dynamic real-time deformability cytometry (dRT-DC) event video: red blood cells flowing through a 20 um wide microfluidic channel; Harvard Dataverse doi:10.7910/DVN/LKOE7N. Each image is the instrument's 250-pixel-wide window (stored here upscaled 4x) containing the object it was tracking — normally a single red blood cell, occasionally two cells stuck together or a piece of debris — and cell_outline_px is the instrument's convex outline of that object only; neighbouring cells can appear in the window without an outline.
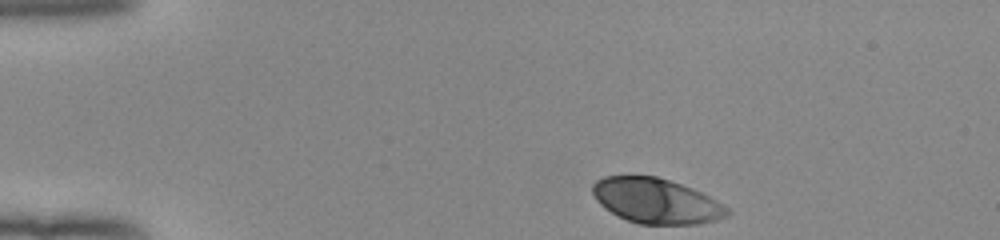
{"species": "human", "species_latin": "Homo sapiens", "temperature_condition": "room temperature", "stored_images_in_passage": 44, "camera_frame_rate_fps": 3000, "um_per_image_px": 0.085, "donor": {"sex": "female"}, "frame": {"image": 1, "passage_image": 1, "time_ms": 0.0, "image_size_px": [1000, 240], "cell_outline_px": [[732, 212], [728, 216], [716, 220], [696, 224], [640, 224], [628, 220], [604, 208], [596, 200], [592, 192], [592, 184], [596, 180], [604, 176], [656, 176], [692, 188], [708, 196], [728, 208]], "centroid_in_image_um": [55.76, 17.08], "position_along_channel_um": 29.2, "area_um2": 35.14}}
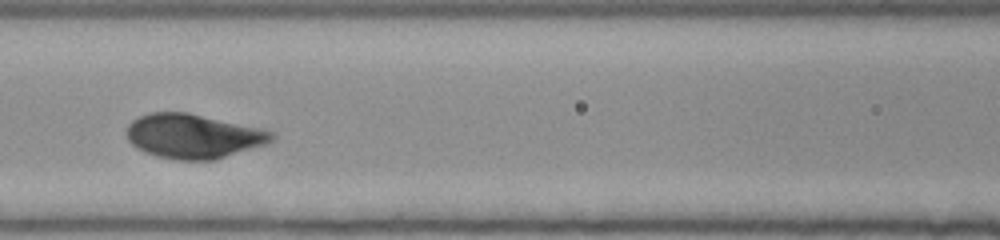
{"frame": {"image": 2, "passage_image": 16, "time_ms": 5.0, "image_size_px": [1000, 240], "cell_outline_px": [[276, 136], [272, 140], [264, 144], [216, 160], [176, 160], [144, 152], [132, 144], [128, 140], [128, 124], [132, 120], [148, 112], [188, 112], [264, 128], [276, 132]], "centroid_in_image_um": [16.47, 11.56], "position_along_channel_um": 150.1, "area_um2": 37.69}}
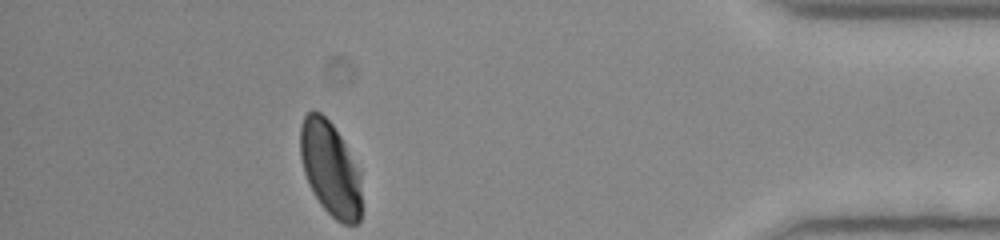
{"frame": {"image": 3, "passage_image": 39, "time_ms": 12.667, "image_size_px": [1000, 240], "cell_outline_px": [[360, 220], [356, 224], [344, 224], [336, 220], [320, 204], [308, 184], [304, 172], [300, 156], [300, 124], [304, 116], [312, 108], [320, 112], [332, 124], [340, 136], [360, 168]], "centroid_in_image_um": [28.06, 14.31], "position_along_channel_um": 407.1, "area_um2": 33.87}, "authors_computed_cell_mechanics": {"area_um2": 35.6626, "velocity_mm_per_s": 3.916, "shape_relaxation_time_tau1_ms": 2.2033, "shape_relaxation_time_tau2_ms": null, "deformation_change_tau1": 0.1409, "deformation_change_tau2": null}}